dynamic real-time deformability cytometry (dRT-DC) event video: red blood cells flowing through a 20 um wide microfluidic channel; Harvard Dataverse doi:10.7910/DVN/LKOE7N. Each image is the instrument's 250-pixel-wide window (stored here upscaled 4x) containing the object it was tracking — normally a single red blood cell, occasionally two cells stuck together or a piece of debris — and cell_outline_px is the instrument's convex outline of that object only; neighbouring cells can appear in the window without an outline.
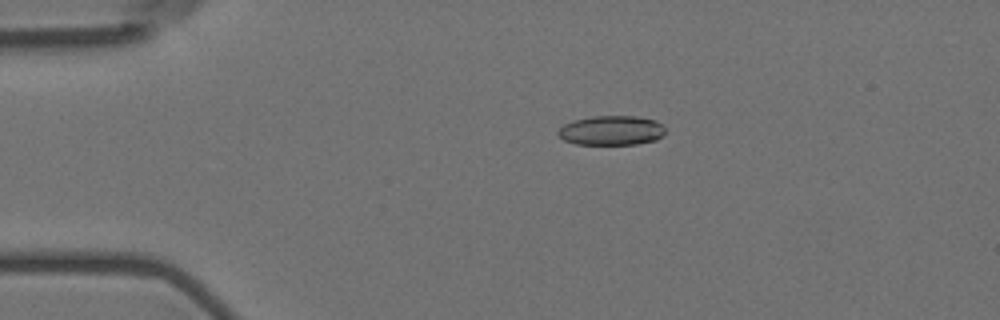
{"species": "Egyptian fruit bat (a non-hibernating species)", "species_latin": "Rousettus aegyptiacus", "temperature_condition": "room temperature", "stored_images_in_passage": 55, "camera_frame_rate_fps": 3000, "um_per_image_px": 0.085, "animal": {"sex": "female"}, "frame": {"image": 1, "passage_image": 12, "time_ms": 3.667, "image_size_px": [1000, 320], "cell_outline_px": [[664, 136], [656, 140], [636, 144], [576, 144], [564, 140], [556, 132], [564, 124], [572, 120], [592, 116], [636, 116], [656, 120], [664, 124]], "centroid_in_image_um": [52.0, 11.08], "position_along_channel_um": 33.0, "area_um2": 18.61}}
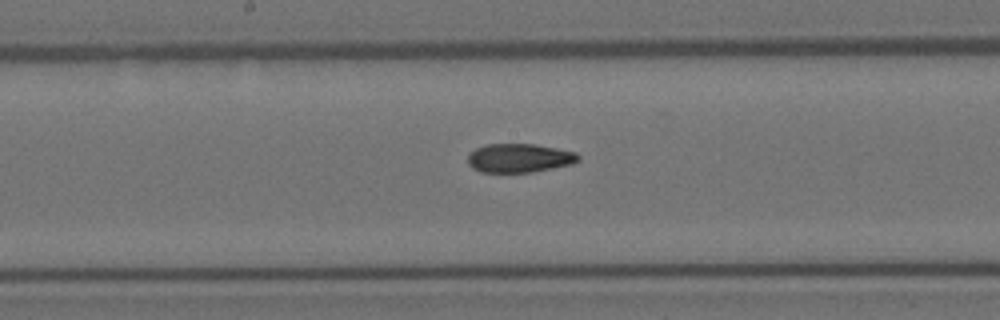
{"frame": {"image": 2, "passage_image": 30, "time_ms": 9.667, "image_size_px": [1000, 320], "cell_outline_px": [[580, 160], [572, 164], [532, 172], [480, 172], [472, 168], [468, 164], [468, 152], [476, 148], [488, 144], [536, 144], [576, 152], [580, 156]], "centroid_in_image_um": [44.13, 13.43], "position_along_channel_um": 204.1, "area_um2": 18.67}}
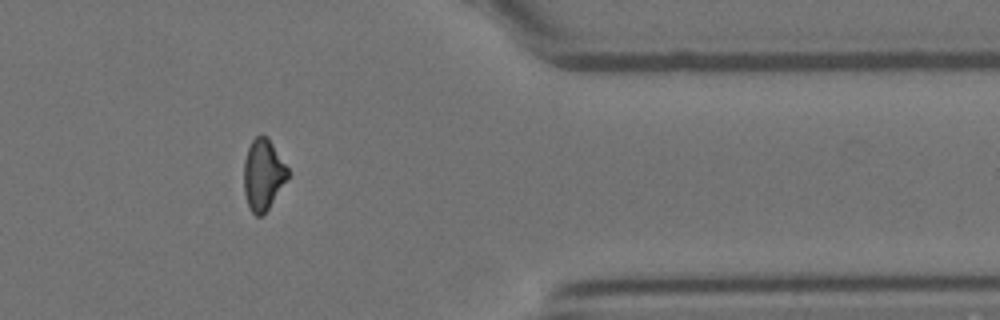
{"frame": {"image": 3, "passage_image": 47, "time_ms": 15.333, "image_size_px": [1000, 320], "cell_outline_px": [[288, 176], [268, 208], [260, 216], [256, 216], [248, 208], [244, 192], [244, 160], [248, 148], [252, 140], [256, 136], [268, 136], [288, 168]], "centroid_in_image_um": [22.34, 14.83], "position_along_channel_um": 389.1, "area_um2": 17.92}}